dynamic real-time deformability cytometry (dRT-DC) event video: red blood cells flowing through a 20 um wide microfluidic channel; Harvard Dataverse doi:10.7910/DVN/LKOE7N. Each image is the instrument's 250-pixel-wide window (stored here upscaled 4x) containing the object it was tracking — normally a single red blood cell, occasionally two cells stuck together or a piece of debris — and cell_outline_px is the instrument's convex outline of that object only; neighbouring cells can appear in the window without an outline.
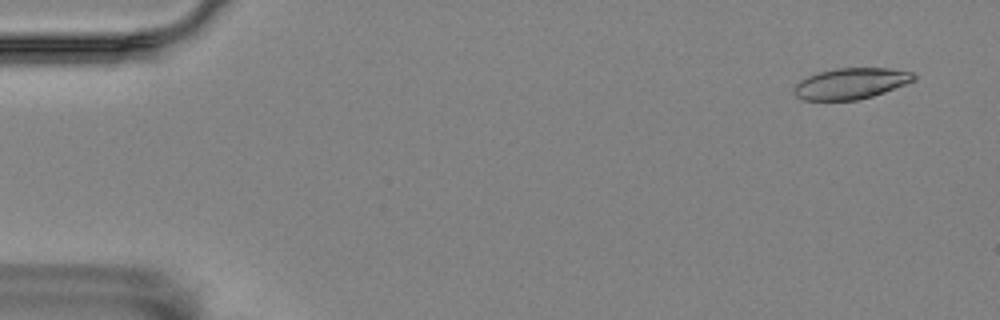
{"species": "Egyptian fruit bat (a non-hibernating species)", "species_latin": "Rousettus aegyptiacus", "temperature_condition": "room temperature", "stored_images_in_passage": 4, "camera_frame_rate_fps": 3000, "um_per_image_px": 0.085, "animal": {"sex": "female"}, "frame": {"image": 1, "passage_image": 2, "time_ms": 0.333, "image_size_px": [1000, 320], "cell_outline_px": [[916, 80], [884, 92], [872, 96], [856, 100], [804, 100], [796, 96], [792, 92], [792, 88], [800, 80], [808, 76], [820, 72], [836, 68], [888, 68], [912, 72], [916, 76]], "centroid_in_image_um": [72.31, 7.1], "position_along_channel_um": 12.7, "area_um2": 21.62}}